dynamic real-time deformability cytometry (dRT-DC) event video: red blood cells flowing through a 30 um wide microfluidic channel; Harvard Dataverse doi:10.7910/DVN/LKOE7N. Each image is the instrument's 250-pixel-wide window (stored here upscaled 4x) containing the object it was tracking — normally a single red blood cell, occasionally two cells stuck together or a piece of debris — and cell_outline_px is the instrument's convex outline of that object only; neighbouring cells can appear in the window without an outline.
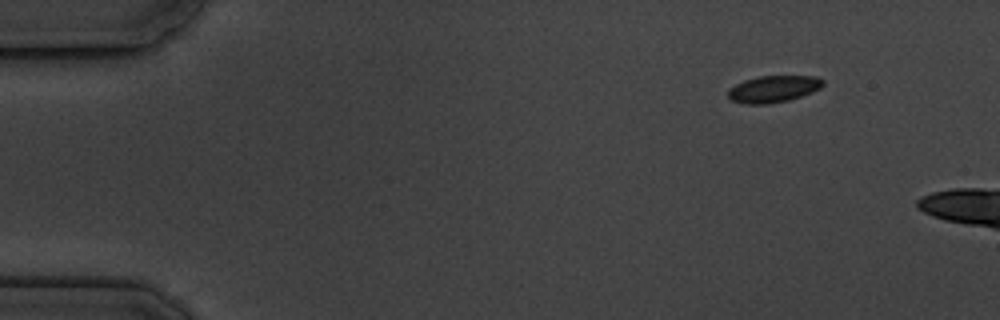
{"species": "common noctule bat (a hibernating species)", "species_latin": "Nyctalus noctula", "temperature_condition": "cold", "stored_images_in_passage": 3, "camera_frame_rate_fps": 3000, "um_per_image_px": 0.085, "animal": {"sex": "male", "body_mass_g": 19.5, "forearm_length_mm": 54.6}, "frame": {"image": 1, "passage_image": 1, "time_ms": 0.0, "image_size_px": [1000, 320], "cell_outline_px": [[824, 84], [820, 88], [812, 92], [788, 100], [768, 104], [744, 104], [732, 100], [728, 96], [728, 88], [744, 80], [760, 76], [816, 76], [824, 80]], "centroid_in_image_um": [65.73, 7.56], "position_along_channel_um": 19.3, "area_um2": 14.8}}